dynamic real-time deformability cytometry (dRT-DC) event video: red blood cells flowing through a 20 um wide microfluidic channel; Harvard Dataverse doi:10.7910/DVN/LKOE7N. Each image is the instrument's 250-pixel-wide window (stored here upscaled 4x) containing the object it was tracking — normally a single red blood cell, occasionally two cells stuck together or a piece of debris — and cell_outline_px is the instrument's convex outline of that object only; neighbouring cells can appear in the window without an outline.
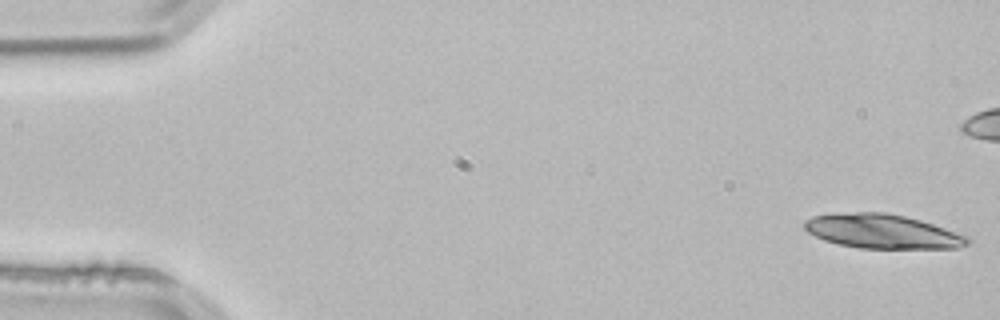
{"species": "common noctule bat (a hibernating species)", "species_latin": "Nyctalus noctula", "temperature_condition": "room temperature", "stored_images_in_passage": 19, "camera_frame_rate_fps": 3000, "um_per_image_px": 0.085, "animal": {"sex": "male", "body_mass_g": 21.5, "forearm_length_mm": 52.0}, "frame": {"image": 1, "passage_image": 1, "time_ms": 0.0, "image_size_px": [1000, 320], "cell_outline_px": [[972, 240], [968, 244], [960, 248], [860, 248], [840, 244], [824, 240], [808, 232], [804, 228], [804, 220], [812, 216], [856, 212], [884, 212], [904, 216], [920, 220], [968, 236]], "centroid_in_image_um": [75.02, 19.67], "position_along_channel_um": 10.0, "area_um2": 32.25}}